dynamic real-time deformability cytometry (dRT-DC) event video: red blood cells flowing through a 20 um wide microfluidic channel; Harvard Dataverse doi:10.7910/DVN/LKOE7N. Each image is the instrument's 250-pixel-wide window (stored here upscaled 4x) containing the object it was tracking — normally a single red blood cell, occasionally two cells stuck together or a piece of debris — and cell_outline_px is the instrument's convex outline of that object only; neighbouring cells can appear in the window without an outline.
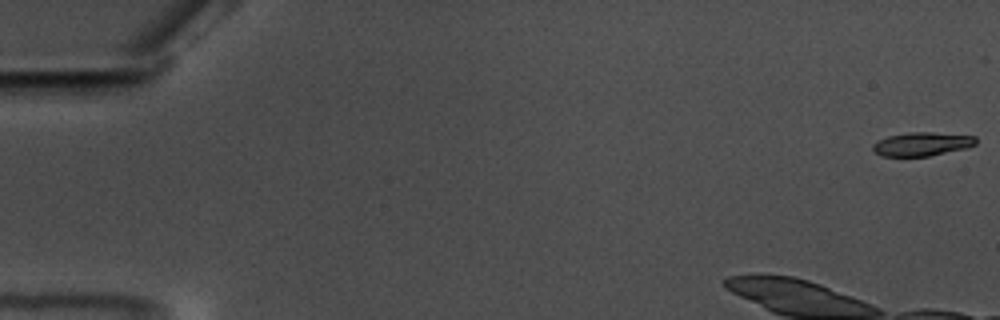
{"species": "common noctule bat (a hibernating species)", "species_latin": "Nyctalus noctula", "temperature_condition": "warm", "stored_images_in_passage": 14, "camera_frame_rate_fps": 3000, "um_per_image_px": 0.085, "animal": {"sex": "male", "body_mass_g": 17.5, "forearm_length_mm": 52.3}, "frame": {"image": 1, "passage_image": 1, "time_ms": 0.0, "image_size_px": [1000, 320], "cell_outline_px": [[976, 144], [968, 148], [928, 156], [880, 156], [872, 152], [872, 144], [888, 136], [908, 132], [932, 132], [976, 136]], "centroid_in_image_um": [78.36, 12.25], "position_along_channel_um": 6.6, "area_um2": 14.33}}